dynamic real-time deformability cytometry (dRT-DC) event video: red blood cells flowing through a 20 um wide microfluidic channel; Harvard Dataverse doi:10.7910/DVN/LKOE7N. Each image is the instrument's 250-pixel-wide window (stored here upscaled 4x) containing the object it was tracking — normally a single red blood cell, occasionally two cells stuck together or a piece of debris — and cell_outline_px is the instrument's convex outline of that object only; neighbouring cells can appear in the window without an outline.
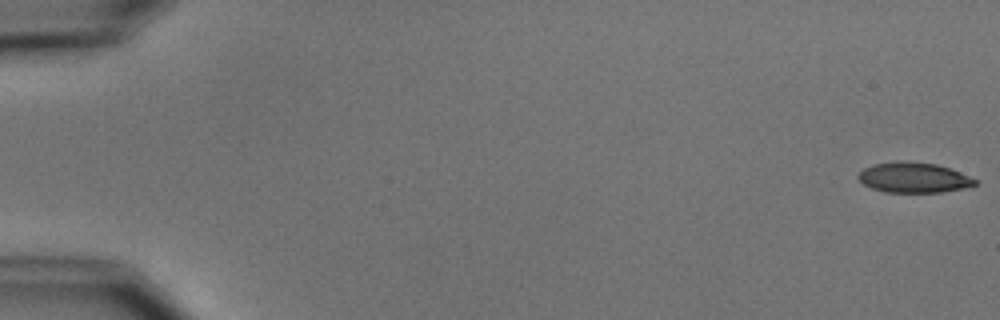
{"species": "common noctule bat (a hibernating species)", "species_latin": "Nyctalus noctula", "temperature_condition": "cold", "stored_images_in_passage": 4, "camera_frame_rate_fps": 3000, "um_per_image_px": 0.085, "animal": {"sex": "male", "body_mass_g": 15.6}, "frame": {"image": 1, "passage_image": 1, "time_ms": 0.0, "image_size_px": [1000, 320], "cell_outline_px": [[976, 184], [964, 188], [940, 192], [884, 192], [872, 188], [864, 184], [856, 176], [864, 168], [872, 164], [904, 160], [936, 164], [960, 172], [976, 180]], "centroid_in_image_um": [77.62, 15.08], "position_along_channel_um": 7.4, "area_um2": 20.46}}